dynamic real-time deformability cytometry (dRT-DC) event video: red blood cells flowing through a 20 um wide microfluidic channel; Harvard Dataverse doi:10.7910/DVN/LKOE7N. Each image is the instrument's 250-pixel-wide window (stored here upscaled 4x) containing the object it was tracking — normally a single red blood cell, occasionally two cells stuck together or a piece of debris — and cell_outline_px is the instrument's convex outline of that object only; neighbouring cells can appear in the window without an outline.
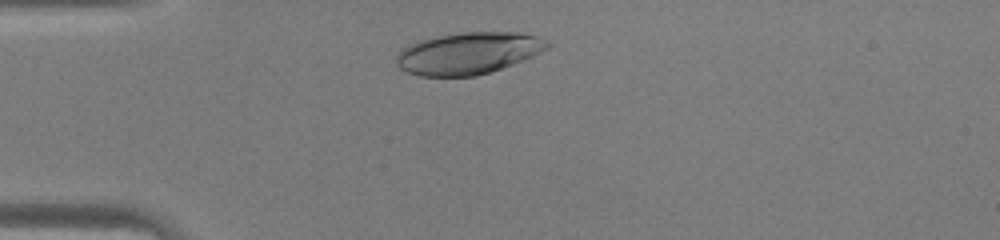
{"species": "human", "species_latin": "Homo sapiens", "temperature_condition": "warm", "stored_images_in_passage": 11, "camera_frame_rate_fps": 3000, "um_per_image_px": 0.085, "donor": {"sex": "male"}, "frame": {"image": 1, "passage_image": 4, "time_ms": 1.0, "image_size_px": [1000, 240], "cell_outline_px": [[552, 44], [548, 48], [532, 56], [512, 64], [476, 76], [420, 76], [408, 72], [400, 68], [396, 64], [396, 56], [408, 44], [420, 40], [436, 36], [464, 32], [520, 32], [540, 36], [548, 40]], "centroid_in_image_um": [39.83, 4.51], "position_along_channel_um": 45.2, "area_um2": 36.82}}
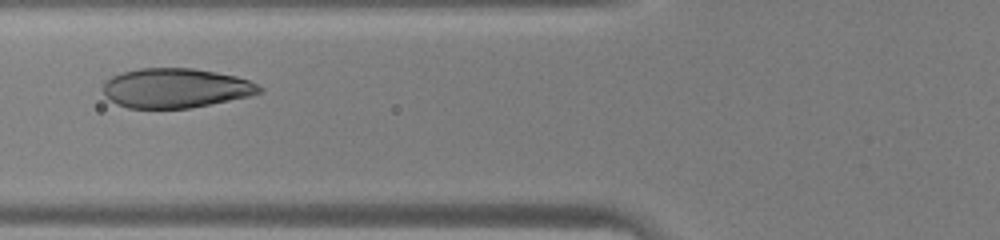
{"frame": {"image": 2, "passage_image": 10, "time_ms": 3.0, "image_size_px": [1000, 240], "cell_outline_px": [[264, 92], [248, 96], [188, 108], [128, 108], [116, 104], [108, 100], [104, 96], [104, 80], [112, 76], [124, 72], [140, 68], [192, 68], [216, 72], [236, 76], [248, 80], [264, 88]], "centroid_in_image_um": [14.9, 7.48], "position_along_channel_um": 110.9, "area_um2": 35.95}}